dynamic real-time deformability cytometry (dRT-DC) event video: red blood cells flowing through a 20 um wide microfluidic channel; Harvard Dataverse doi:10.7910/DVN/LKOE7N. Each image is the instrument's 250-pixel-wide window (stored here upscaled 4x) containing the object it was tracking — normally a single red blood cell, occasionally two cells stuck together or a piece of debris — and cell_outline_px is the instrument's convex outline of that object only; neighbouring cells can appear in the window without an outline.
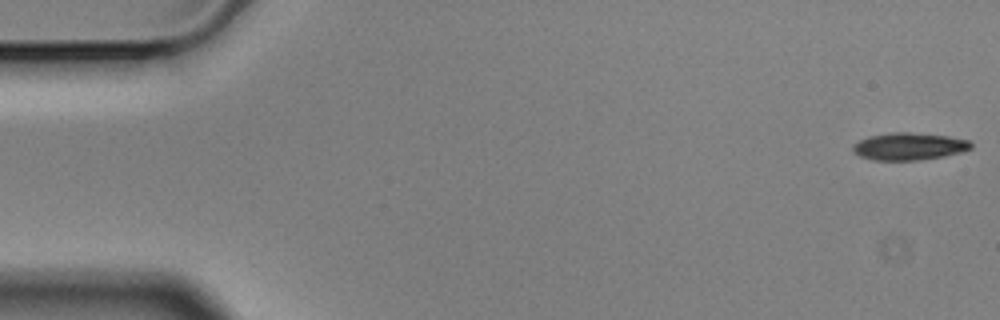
{"species": "Egyptian fruit bat (a non-hibernating species)", "species_latin": "Rousettus aegyptiacus", "temperature_condition": "cold", "stored_images_in_passage": 5, "camera_frame_rate_fps": 3000, "um_per_image_px": 0.085, "animal": {"sex": "male"}, "frame": {"image": 1, "passage_image": 1, "time_ms": 0.0, "image_size_px": [1000, 320], "cell_outline_px": [[972, 148], [964, 152], [944, 156], [920, 160], [872, 160], [860, 156], [852, 152], [852, 144], [868, 136], [892, 132], [908, 132], [948, 136], [968, 140], [972, 144]], "centroid_in_image_um": [77.25, 12.44], "position_along_channel_um": 7.7, "area_um2": 18.96}}
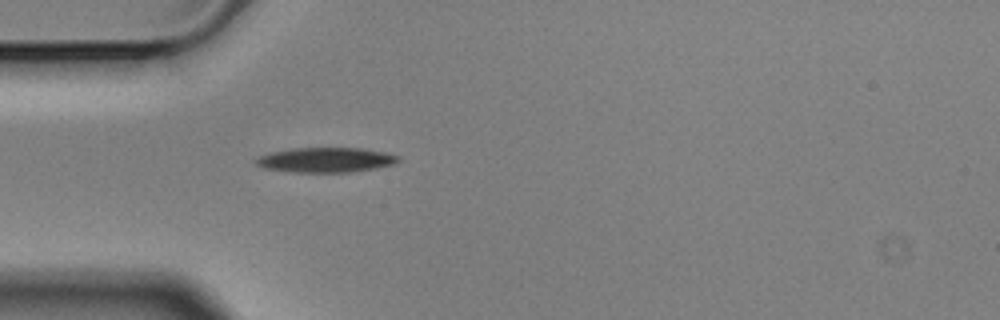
{"frame": {"image": 2, "passage_image": 5, "time_ms": 1.333, "image_size_px": [1000, 320], "cell_outline_px": [[400, 160], [392, 164], [376, 168], [348, 172], [296, 172], [264, 168], [256, 164], [256, 160], [260, 156], [272, 152], [292, 148], [360, 148], [384, 152], [400, 156]], "centroid_in_image_um": [27.71, 13.59], "position_along_channel_um": 57.3, "area_um2": 20.35}}